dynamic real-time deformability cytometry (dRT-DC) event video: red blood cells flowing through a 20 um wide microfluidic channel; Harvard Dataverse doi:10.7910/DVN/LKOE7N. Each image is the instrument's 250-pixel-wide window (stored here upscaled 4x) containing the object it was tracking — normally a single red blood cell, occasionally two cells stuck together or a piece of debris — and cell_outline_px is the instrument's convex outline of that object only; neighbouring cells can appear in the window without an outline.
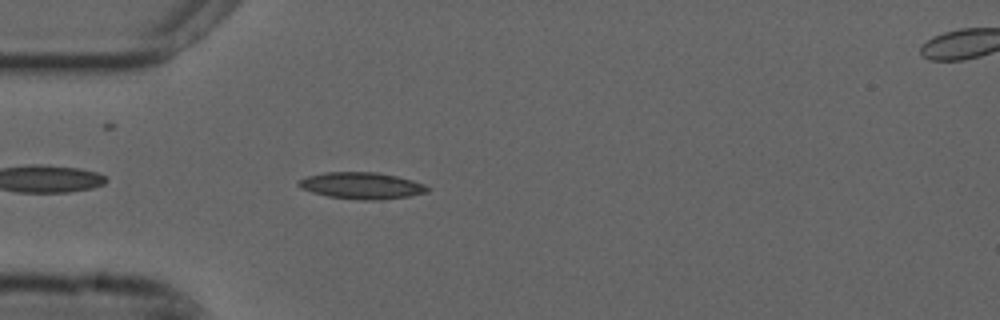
{"species": "common noctule bat (a hibernating species)", "species_latin": "Nyctalus noctula", "temperature_condition": "cold", "stored_images_in_passage": 30, "camera_frame_rate_fps": 3000, "um_per_image_px": 0.085, "animal": {"sex": "male", "forearm_length_mm": 52.5}, "frame": {"image": 1, "passage_image": 4, "time_ms": 1.0, "image_size_px": [1000, 320], "cell_outline_px": [[432, 188], [428, 192], [408, 196], [380, 200], [364, 200], [328, 196], [312, 192], [300, 188], [296, 184], [300, 180], [308, 176], [324, 172], [376, 172], [396, 176], [412, 180], [424, 184]], "centroid_in_image_um": [30.76, 15.78], "position_along_channel_um": 54.2, "area_um2": 19.94}}
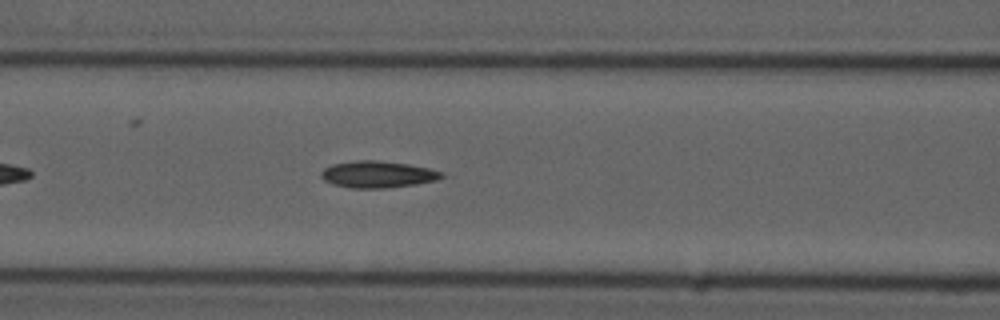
{"frame": {"image": 2, "passage_image": 11, "time_ms": 3.333, "image_size_px": [1000, 320], "cell_outline_px": [[444, 176], [436, 180], [416, 184], [384, 188], [352, 188], [332, 184], [324, 180], [320, 176], [320, 172], [324, 168], [332, 164], [356, 160], [376, 160], [408, 164], [428, 168], [444, 172]], "centroid_in_image_um": [32.08, 14.82], "position_along_channel_um": 134.5, "area_um2": 18.79}}
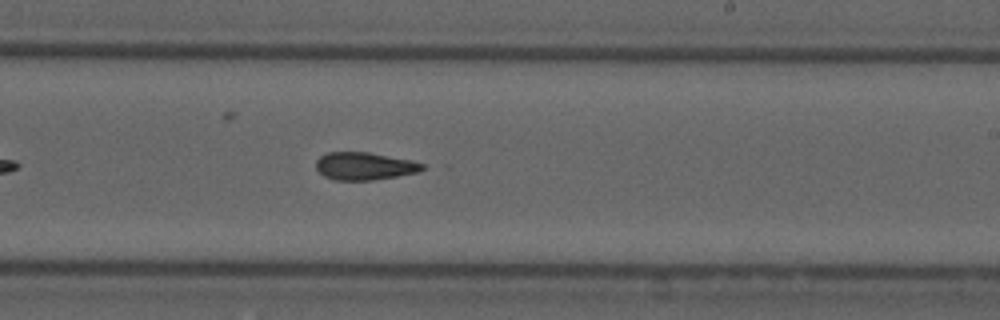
{"frame": {"image": 3, "passage_image": 21, "time_ms": 6.667, "image_size_px": [1000, 320], "cell_outline_px": [[424, 168], [420, 172], [372, 180], [336, 180], [324, 176], [316, 168], [316, 160], [320, 156], [328, 152], [368, 152], [412, 160], [424, 164]], "centroid_in_image_um": [30.98, 14.11], "position_along_channel_um": 258.0, "area_um2": 17.11}}